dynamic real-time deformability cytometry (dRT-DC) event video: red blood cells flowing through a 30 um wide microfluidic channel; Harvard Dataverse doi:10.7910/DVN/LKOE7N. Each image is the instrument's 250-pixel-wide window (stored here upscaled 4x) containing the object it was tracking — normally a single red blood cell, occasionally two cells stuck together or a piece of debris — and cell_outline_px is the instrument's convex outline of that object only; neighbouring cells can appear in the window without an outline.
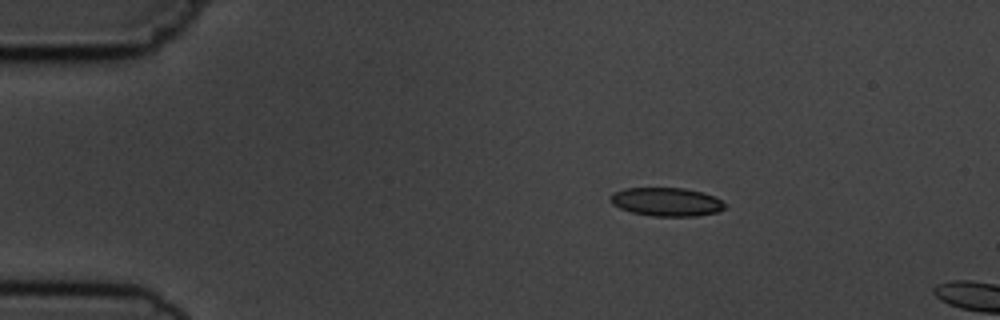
{"species": "common noctule bat (a hibernating species)", "species_latin": "Nyctalus noctula", "temperature_condition": "cold", "stored_images_in_passage": 3, "camera_frame_rate_fps": 3000, "um_per_image_px": 0.085, "animal": {"sex": "male", "body_mass_g": 19.5, "forearm_length_mm": 54.6}, "frame": {"image": 1, "passage_image": 2, "time_ms": 1.333, "image_size_px": [1000, 320], "cell_outline_px": [[724, 208], [716, 212], [696, 216], [652, 216], [632, 212], [620, 208], [612, 204], [612, 192], [624, 188], [684, 188], [704, 192], [716, 196], [724, 204]], "centroid_in_image_um": [56.66, 17.15], "position_along_channel_um": 28.3, "area_um2": 18.96}}